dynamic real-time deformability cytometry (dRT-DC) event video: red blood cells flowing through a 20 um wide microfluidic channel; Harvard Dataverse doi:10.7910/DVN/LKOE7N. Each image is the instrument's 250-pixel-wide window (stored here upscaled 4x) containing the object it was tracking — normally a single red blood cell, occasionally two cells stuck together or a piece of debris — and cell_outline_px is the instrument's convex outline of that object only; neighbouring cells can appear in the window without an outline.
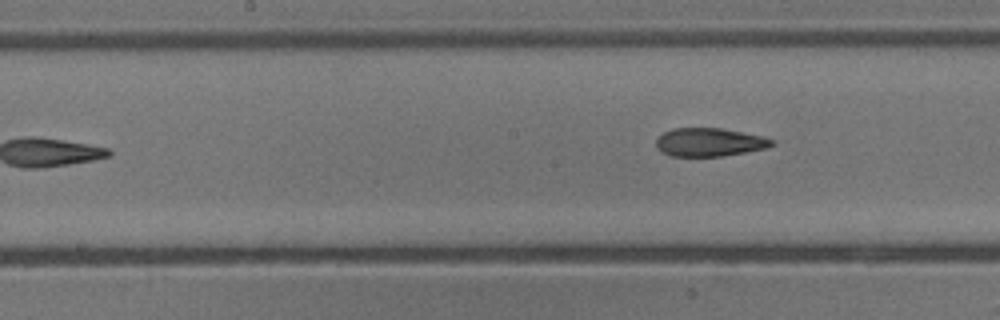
{"species": "common noctule bat (a hibernating species)", "species_latin": "Nyctalus noctula", "temperature_condition": "cold", "stored_images_in_passage": 9, "camera_frame_rate_fps": 3000, "um_per_image_px": 0.085, "animal": {"sex": "male", "body_mass_g": 13.3}, "frame": {"image": 1, "passage_image": 9, "time_ms": 10.0, "image_size_px": [1000, 320], "cell_outline_px": [[776, 144], [768, 148], [720, 156], [672, 156], [660, 152], [656, 148], [656, 136], [672, 128], [720, 128], [764, 136], [776, 140]], "centroid_in_image_um": [60.3, 12.08], "position_along_channel_um": 187.9, "area_um2": 19.36}}